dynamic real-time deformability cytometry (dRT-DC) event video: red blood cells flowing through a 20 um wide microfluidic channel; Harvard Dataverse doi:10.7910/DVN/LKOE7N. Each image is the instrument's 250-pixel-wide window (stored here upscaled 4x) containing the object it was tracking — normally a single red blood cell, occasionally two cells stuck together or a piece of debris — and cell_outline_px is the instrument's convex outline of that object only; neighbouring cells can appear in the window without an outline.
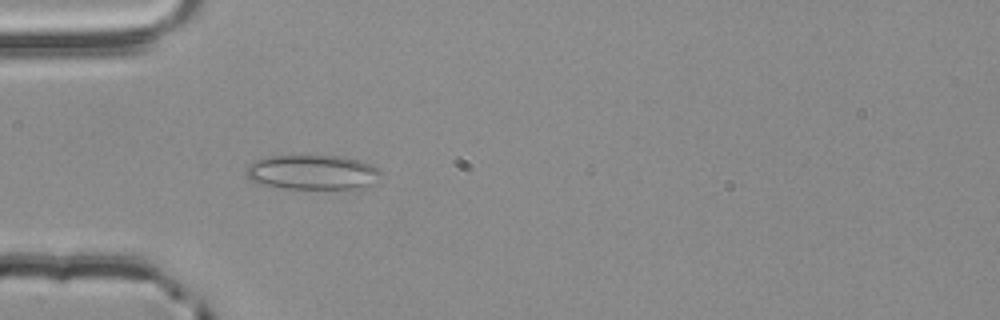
{"species": "common noctule bat (a hibernating species)", "species_latin": "Nyctalus noctula", "temperature_condition": "room temperature", "stored_images_in_passage": 2, "camera_frame_rate_fps": 3000, "um_per_image_px": 0.085, "animal": {"sex": "male", "body_mass_g": 20.4}, "frame": {"image": 1, "passage_image": 2, "time_ms": 0.333, "image_size_px": [1000, 320], "cell_outline_px": [[384, 172], [372, 184], [356, 188], [284, 188], [260, 184], [252, 180], [244, 172], [248, 164], [256, 160], [268, 156], [344, 156], [368, 164]], "centroid_in_image_um": [26.53, 14.63], "position_along_channel_um": 58.5, "area_um2": 26.93}}